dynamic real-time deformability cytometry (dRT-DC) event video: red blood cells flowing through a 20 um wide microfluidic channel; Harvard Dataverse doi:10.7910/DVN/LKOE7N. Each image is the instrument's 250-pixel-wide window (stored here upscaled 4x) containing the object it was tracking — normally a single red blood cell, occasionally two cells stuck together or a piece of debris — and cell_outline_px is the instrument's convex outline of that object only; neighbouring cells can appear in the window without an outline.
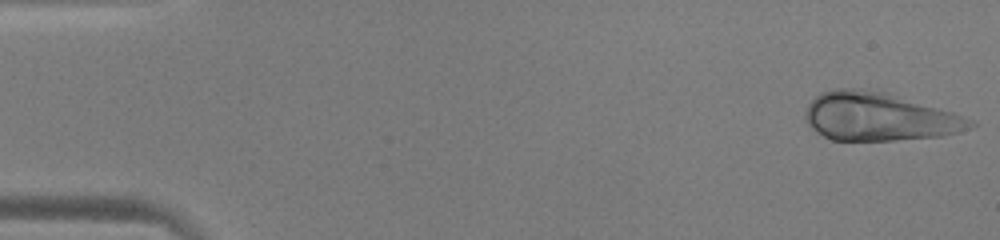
{"species": "human", "species_latin": "Homo sapiens", "temperature_condition": "warm", "stored_images_in_passage": 51, "camera_frame_rate_fps": 3000, "um_per_image_px": 0.085, "donor": {"sex": "male"}, "frame": {"image": 1, "passage_image": 1, "time_ms": 0.0, "image_size_px": [1000, 240], "cell_outline_px": [[976, 124], [960, 132], [944, 136], [896, 140], [832, 140], [816, 132], [808, 124], [804, 116], [804, 112], [808, 104], [820, 92], [836, 88], [864, 88], [884, 92], [952, 112], [972, 120]], "centroid_in_image_um": [74.67, 9.92], "position_along_channel_um": 10.3, "area_um2": 46.24}}
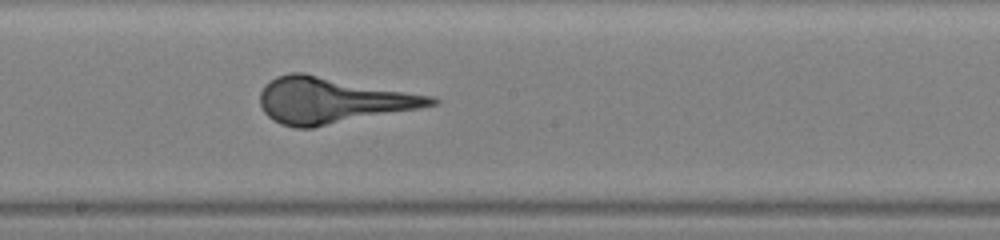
{"frame": {"image": 2, "passage_image": 28, "time_ms": 9.0, "image_size_px": [1000, 240], "cell_outline_px": [[440, 100], [436, 104], [420, 108], [312, 128], [296, 128], [280, 124], [268, 116], [264, 112], [260, 104], [260, 92], [276, 76], [292, 72], [304, 72], [436, 96]], "centroid_in_image_um": [28.29, 8.52], "position_along_channel_um": 219.9, "area_um2": 46.01}}
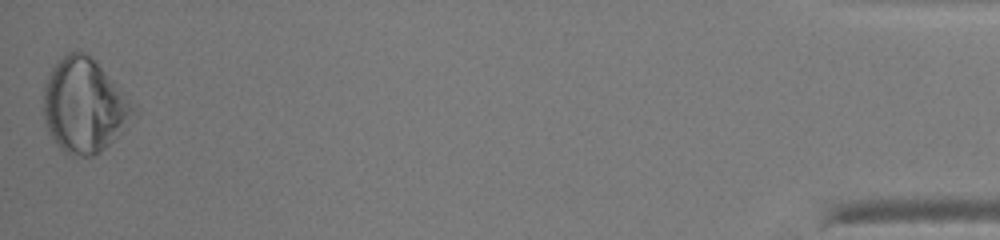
{"frame": {"image": 3, "passage_image": 51, "time_ms": 16.667, "image_size_px": [1000, 240], "cell_outline_px": [[140, 112], [100, 152], [92, 156], [80, 156], [64, 152], [60, 148], [52, 136], [44, 120], [44, 84], [56, 60], [68, 52], [84, 52], [140, 108]], "centroid_in_image_um": [7.18, 8.99], "position_along_channel_um": 428.0, "area_um2": 48.84}}